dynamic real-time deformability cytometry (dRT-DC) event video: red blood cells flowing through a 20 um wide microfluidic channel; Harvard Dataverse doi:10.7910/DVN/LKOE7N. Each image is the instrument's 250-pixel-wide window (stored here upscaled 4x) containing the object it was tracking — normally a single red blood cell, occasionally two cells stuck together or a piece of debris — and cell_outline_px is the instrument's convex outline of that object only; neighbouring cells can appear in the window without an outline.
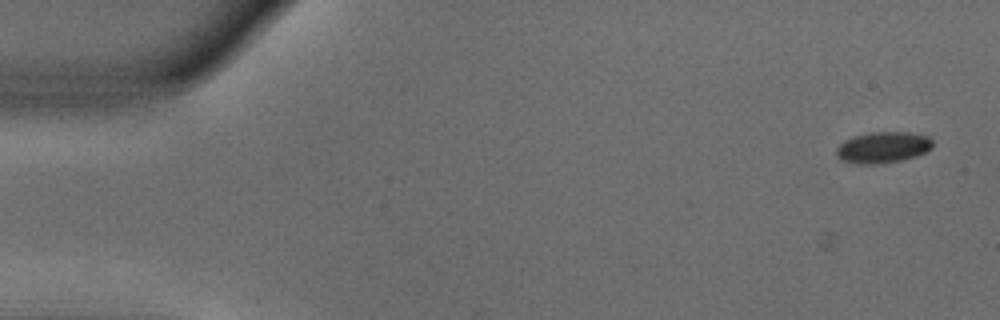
{"species": "common noctule bat (a hibernating species)", "species_latin": "Nyctalus noctula", "temperature_condition": "warm", "stored_images_in_passage": 3, "camera_frame_rate_fps": 3000, "um_per_image_px": 0.085, "animal": {"sex": "male", "body_mass_g": 18.8}, "frame": {"image": 1, "passage_image": 1, "time_ms": 0.0, "image_size_px": [1000, 320], "cell_outline_px": [[932, 148], [916, 156], [900, 160], [876, 164], [856, 164], [840, 160], [836, 156], [836, 148], [844, 140], [856, 136], [872, 132], [908, 132], [928, 136], [932, 140]], "centroid_in_image_um": [75.02, 12.53], "position_along_channel_um": 10.0, "area_um2": 17.46}}